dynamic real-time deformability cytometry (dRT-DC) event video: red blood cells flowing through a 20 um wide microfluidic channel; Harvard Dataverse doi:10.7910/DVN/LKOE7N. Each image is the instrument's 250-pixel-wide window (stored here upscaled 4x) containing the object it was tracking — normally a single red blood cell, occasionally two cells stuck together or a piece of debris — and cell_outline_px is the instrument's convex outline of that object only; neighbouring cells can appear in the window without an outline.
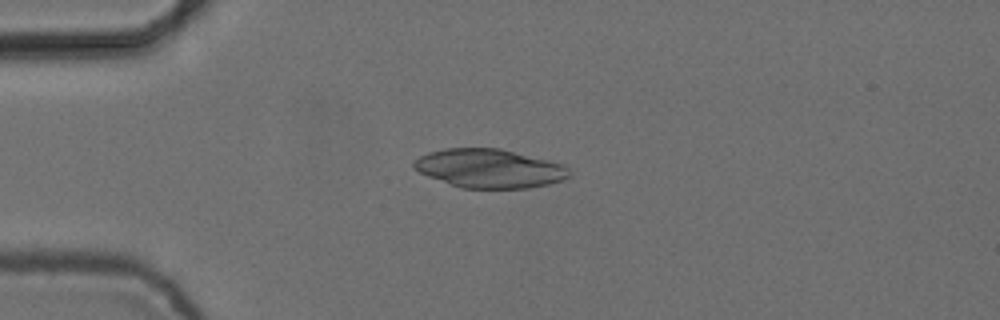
{"species": "common noctule bat (a hibernating species)", "species_latin": "Nyctalus noctula", "temperature_condition": "cold", "stored_images_in_passage": 7, "camera_frame_rate_fps": 3000, "um_per_image_px": 0.085, "animal": {"sex": "female", "body_mass_g": 24.6, "forearm_length_mm": 56.2}, "frame": {"image": 1, "passage_image": 4, "time_ms": 1.0, "image_size_px": [1000, 320], "cell_outline_px": [[572, 176], [564, 180], [548, 184], [528, 188], [460, 188], [428, 176], [412, 168], [412, 164], [420, 156], [428, 152], [444, 148], [500, 148], [564, 164], [568, 168]], "centroid_in_image_um": [41.62, 14.32], "position_along_channel_um": 43.4, "area_um2": 35.26}}